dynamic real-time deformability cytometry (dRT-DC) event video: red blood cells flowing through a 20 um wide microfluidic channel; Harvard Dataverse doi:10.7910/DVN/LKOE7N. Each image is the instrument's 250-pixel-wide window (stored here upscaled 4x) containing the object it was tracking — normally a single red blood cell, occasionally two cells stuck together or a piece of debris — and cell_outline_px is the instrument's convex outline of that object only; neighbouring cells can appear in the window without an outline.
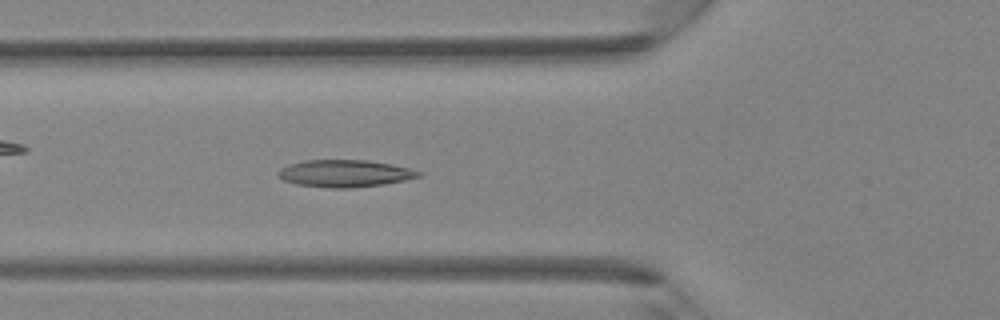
{"species": "Egyptian fruit bat (a non-hibernating species)", "species_latin": "Rousettus aegyptiacus", "temperature_condition": "room temperature", "stored_images_in_passage": 32, "camera_frame_rate_fps": 3000, "um_per_image_px": 0.085, "animal": {"sex": "female"}, "frame": {"image": 1, "passage_image": 5, "time_ms": 1.333, "image_size_px": [1000, 320], "cell_outline_px": [[424, 176], [384, 184], [352, 188], [332, 188], [296, 184], [284, 180], [276, 176], [276, 172], [280, 168], [288, 164], [304, 160], [368, 160], [392, 164], [424, 172]], "centroid_in_image_um": [29.31, 14.74], "position_along_channel_um": 96.5, "area_um2": 22.48}}
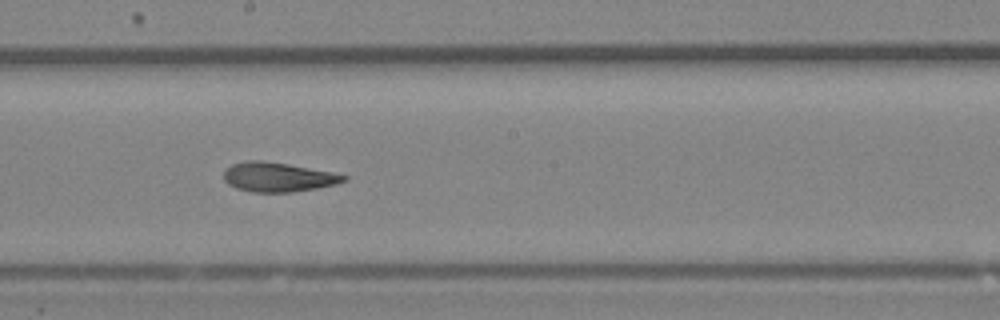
{"frame": {"image": 2, "passage_image": 13, "time_ms": 4.0, "image_size_px": [1000, 320], "cell_outline_px": [[348, 180], [336, 184], [316, 188], [292, 192], [252, 192], [236, 188], [228, 184], [224, 180], [224, 168], [232, 164], [248, 160], [260, 160], [288, 164], [332, 172], [348, 176]], "centroid_in_image_um": [23.61, 15.05], "position_along_channel_um": 224.6, "area_um2": 20.58}}
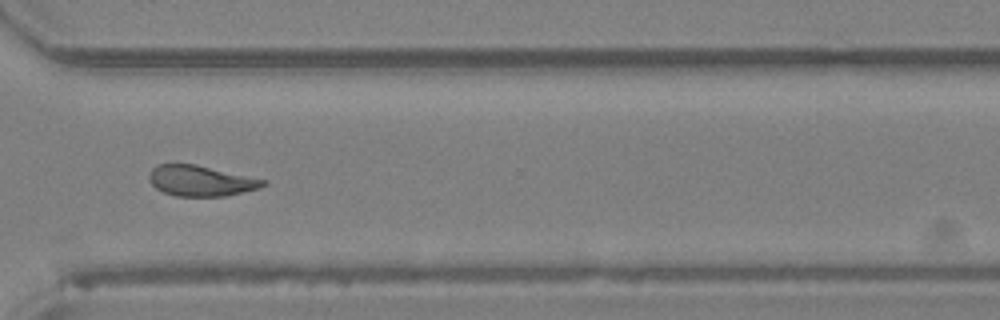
{"frame": {"image": 3, "passage_image": 21, "time_ms": 6.667, "image_size_px": [1000, 320], "cell_outline_px": [[268, 184], [260, 188], [224, 196], [176, 196], [164, 192], [156, 188], [148, 180], [148, 176], [152, 168], [156, 164], [196, 164], [268, 180]], "centroid_in_image_um": [17.08, 15.36], "position_along_channel_um": 353.5, "area_um2": 20.46}}